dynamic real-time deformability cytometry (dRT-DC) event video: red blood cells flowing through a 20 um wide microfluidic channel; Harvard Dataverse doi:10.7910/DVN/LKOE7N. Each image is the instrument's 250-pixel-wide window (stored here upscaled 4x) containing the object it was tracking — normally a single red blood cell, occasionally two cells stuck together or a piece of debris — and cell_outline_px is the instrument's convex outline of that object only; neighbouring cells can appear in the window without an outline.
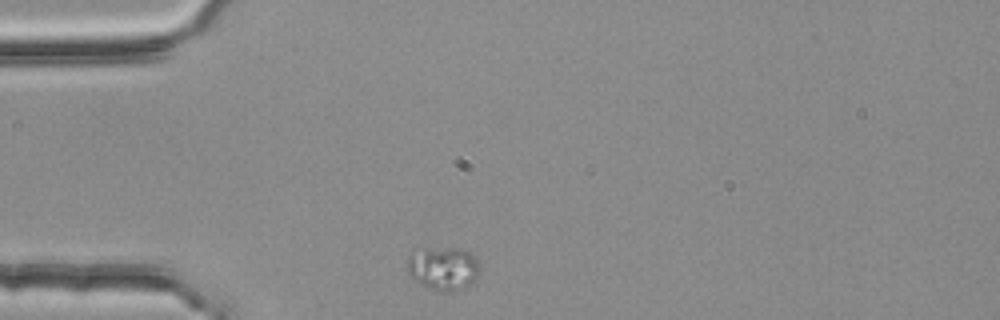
{"species": "common noctule bat (a hibernating species)", "species_latin": "Nyctalus noctula", "temperature_condition": "room temperature", "stored_images_in_passage": 1, "camera_frame_rate_fps": 3000, "um_per_image_px": 0.085, "animal": {"sex": "female", "body_mass_g": 25.1}, "frame": {"image": 1, "passage_image": 1, "time_ms": 0.0, "image_size_px": [1000, 320], "cell_outline_px": [[480, 268], [476, 280], [464, 288], [452, 292], [440, 292], [428, 288], [412, 280], [408, 276], [408, 256], [412, 252], [424, 248], [460, 248], [468, 252], [476, 260]], "centroid_in_image_um": [37.65, 22.84], "position_along_channel_um": 47.4, "area_um2": 18.61}}